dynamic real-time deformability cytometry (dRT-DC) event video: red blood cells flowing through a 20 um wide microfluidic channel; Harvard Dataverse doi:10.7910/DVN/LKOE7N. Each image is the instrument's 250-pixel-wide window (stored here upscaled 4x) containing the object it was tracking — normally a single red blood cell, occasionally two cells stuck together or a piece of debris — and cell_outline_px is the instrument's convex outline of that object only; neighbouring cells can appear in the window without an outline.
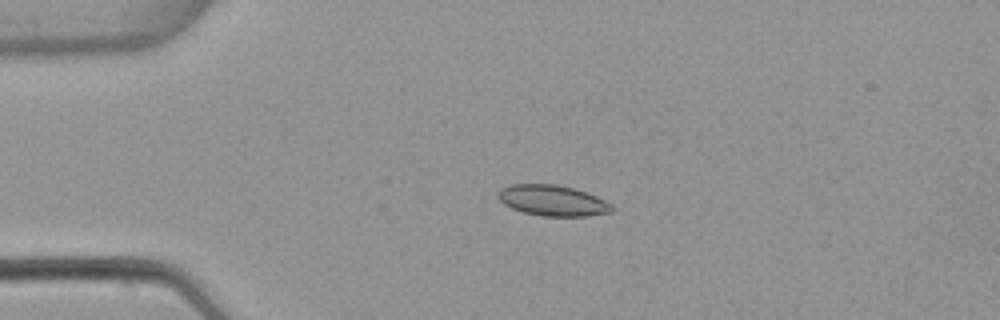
{"species": "common noctule bat (a hibernating species)", "species_latin": "Nyctalus noctula", "temperature_condition": "warm", "stored_images_in_passage": 8, "camera_frame_rate_fps": 3000, "um_per_image_px": 0.085, "animal": {"sex": "female", "body_mass_g": 22.7, "forearm_length_mm": 54.2}, "frame": {"image": 1, "passage_image": 4, "time_ms": 3.667, "image_size_px": [1000, 320], "cell_outline_px": [[616, 208], [612, 212], [588, 216], [544, 216], [524, 212], [512, 208], [504, 204], [496, 196], [500, 188], [512, 184], [556, 184], [588, 192], [612, 204]], "centroid_in_image_um": [46.99, 17.04], "position_along_channel_um": 38.0, "area_um2": 20.52}}
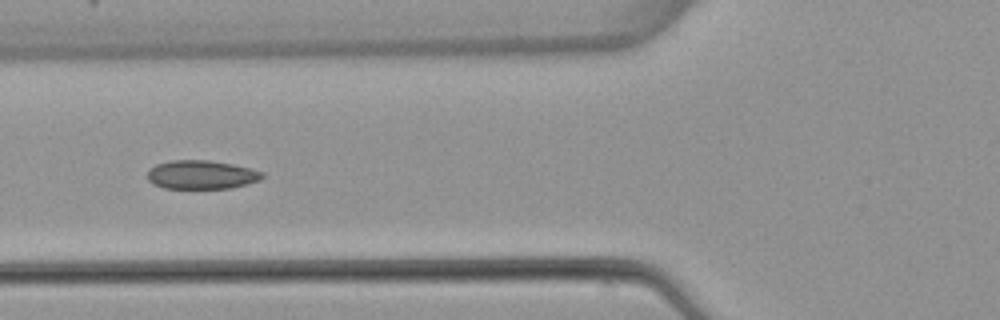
{"frame": {"image": 2, "passage_image": 6, "time_ms": 6.333, "image_size_px": [1000, 320], "cell_outline_px": [[264, 176], [260, 180], [248, 184], [232, 188], [164, 188], [152, 184], [148, 180], [148, 172], [156, 164], [172, 160], [208, 160], [232, 164], [264, 172]], "centroid_in_image_um": [17.13, 14.85], "position_along_channel_um": 108.7, "area_um2": 19.19}}
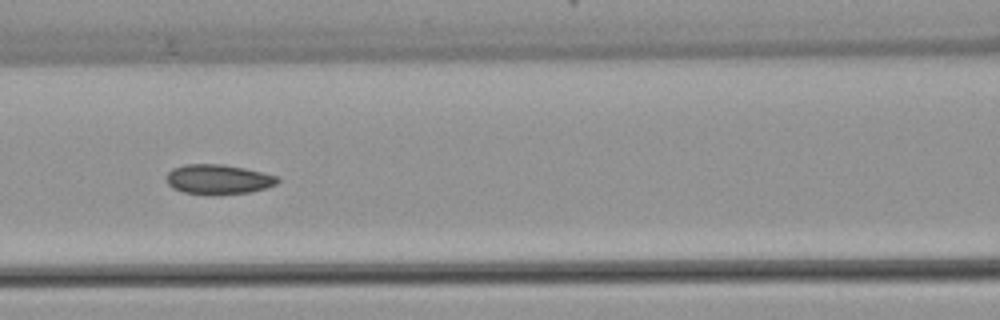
{"frame": {"image": 3, "passage_image": 7, "time_ms": 7.333, "image_size_px": [1000, 320], "cell_outline_px": [[280, 180], [276, 184], [264, 188], [248, 192], [216, 196], [208, 196], [184, 192], [172, 188], [168, 184], [168, 172], [172, 168], [184, 164], [224, 164], [244, 168], [280, 176]], "centroid_in_image_um": [18.56, 15.25], "position_along_channel_um": 148.0, "area_um2": 19.59}}